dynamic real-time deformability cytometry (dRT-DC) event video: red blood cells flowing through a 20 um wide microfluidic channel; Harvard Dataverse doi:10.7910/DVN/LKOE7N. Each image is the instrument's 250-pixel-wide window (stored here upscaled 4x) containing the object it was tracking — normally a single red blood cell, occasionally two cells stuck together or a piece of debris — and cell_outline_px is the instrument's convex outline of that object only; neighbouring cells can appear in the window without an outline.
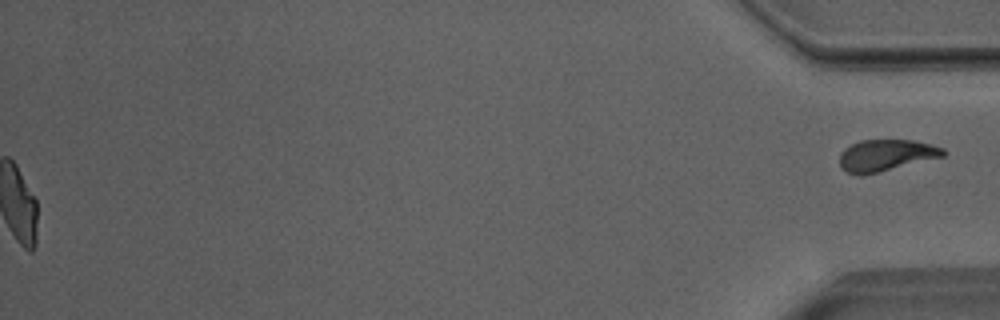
{"species": "Egyptian fruit bat (a non-hibernating species)", "species_latin": "Rousettus aegyptiacus", "temperature_condition": "room temperature", "stored_images_in_passage": 48, "segment_of_instrument_passage": [2, 2], "camera_frame_rate_fps": 3000, "um_per_image_px": 0.085, "animal": {"sex": "male"}, "frame": {"image": 1, "passage_image": 48, "time_ms": 15.667, "image_size_px": [1000, 320], "cell_outline_px": [[948, 152], [944, 156], [864, 176], [860, 176], [848, 172], [840, 168], [840, 152], [844, 148], [860, 140], [912, 140], [932, 144], [944, 148]], "centroid_in_image_um": [75.31, 13.21], "position_along_channel_um": 359.9, "area_um2": 19.31}}